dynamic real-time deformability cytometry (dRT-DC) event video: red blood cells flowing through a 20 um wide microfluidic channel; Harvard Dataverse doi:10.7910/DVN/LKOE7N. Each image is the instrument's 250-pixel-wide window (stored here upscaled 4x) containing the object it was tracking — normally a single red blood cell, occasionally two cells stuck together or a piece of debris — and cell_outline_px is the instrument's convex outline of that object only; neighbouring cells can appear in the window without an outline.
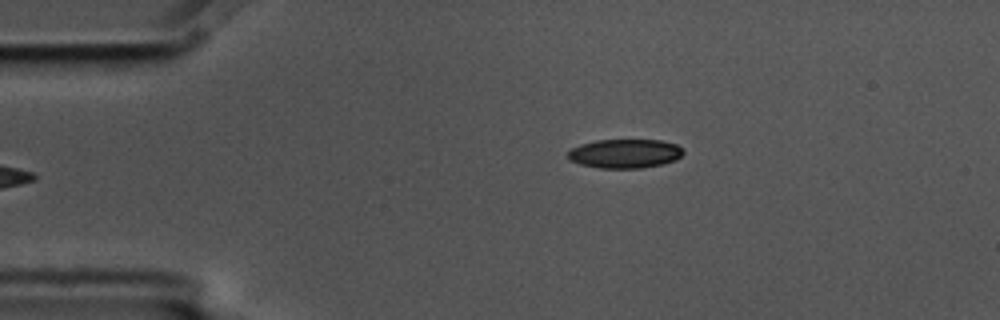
{"species": "common noctule bat (a hibernating species)", "species_latin": "Nyctalus noctula", "temperature_condition": "cold", "stored_images_in_passage": 2, "camera_frame_rate_fps": 3000, "um_per_image_px": 0.085, "animal": {"sex": "male", "body_mass_g": 17.5, "forearm_length_mm": 52.3}, "frame": {"image": 1, "passage_image": 2, "time_ms": 0.333, "image_size_px": [1000, 320], "cell_outline_px": [[684, 152], [676, 160], [660, 164], [640, 168], [600, 168], [580, 164], [568, 160], [568, 152], [572, 148], [580, 144], [596, 140], [660, 140], [676, 144], [684, 148]], "centroid_in_image_um": [53.11, 13.05], "position_along_channel_um": 31.9, "area_um2": 19.54}}